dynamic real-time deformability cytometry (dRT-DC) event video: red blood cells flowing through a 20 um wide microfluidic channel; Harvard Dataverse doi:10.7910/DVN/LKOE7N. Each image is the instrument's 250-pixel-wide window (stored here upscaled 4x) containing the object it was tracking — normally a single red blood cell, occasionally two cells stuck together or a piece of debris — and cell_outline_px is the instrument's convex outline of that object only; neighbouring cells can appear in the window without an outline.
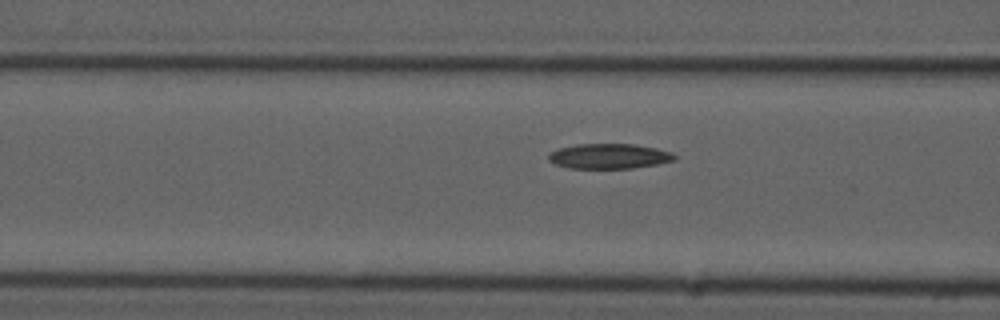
{"species": "common noctule bat (a hibernating species)", "species_latin": "Nyctalus noctula", "temperature_condition": "cold", "stored_images_in_passage": 17, "camera_frame_rate_fps": 3000, "um_per_image_px": 0.085, "animal": {"sex": "male", "forearm_length_mm": 52.5}, "frame": {"image": 1, "passage_image": 15, "time_ms": 4.667, "image_size_px": [1000, 320], "cell_outline_px": [[676, 160], [656, 164], [632, 168], [568, 168], [556, 164], [548, 160], [548, 152], [560, 148], [576, 144], [636, 144], [656, 148], [672, 152], [676, 156]], "centroid_in_image_um": [51.77, 13.27], "position_along_channel_um": 114.8, "area_um2": 18.44}}